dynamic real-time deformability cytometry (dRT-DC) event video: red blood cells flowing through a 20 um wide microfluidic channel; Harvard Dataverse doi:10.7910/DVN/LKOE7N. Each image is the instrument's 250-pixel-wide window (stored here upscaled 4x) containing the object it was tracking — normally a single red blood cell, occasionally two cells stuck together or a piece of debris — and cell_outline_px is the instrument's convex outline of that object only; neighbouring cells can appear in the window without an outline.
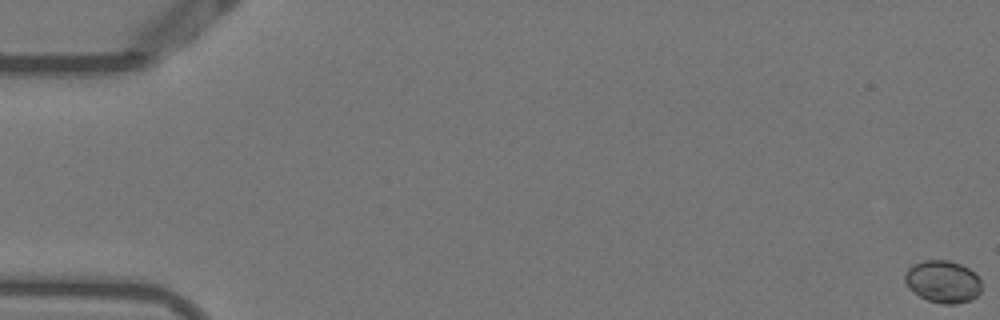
{"species": "Egyptian fruit bat (a non-hibernating species)", "species_latin": "Rousettus aegyptiacus", "temperature_condition": "warm", "stored_images_in_passage": 6, "camera_frame_rate_fps": 3000, "um_per_image_px": 0.085, "animal": {"sex": "female"}, "frame": {"image": 1, "passage_image": 1, "time_ms": 0.0, "image_size_px": [1000, 320], "cell_outline_px": [[980, 292], [972, 300], [956, 304], [940, 304], [928, 300], [920, 296], [908, 288], [904, 280], [904, 272], [912, 264], [924, 260], [948, 260], [960, 264], [968, 268], [980, 280]], "centroid_in_image_um": [80.1, 23.94], "position_along_channel_um": 4.9, "area_um2": 18.96}}